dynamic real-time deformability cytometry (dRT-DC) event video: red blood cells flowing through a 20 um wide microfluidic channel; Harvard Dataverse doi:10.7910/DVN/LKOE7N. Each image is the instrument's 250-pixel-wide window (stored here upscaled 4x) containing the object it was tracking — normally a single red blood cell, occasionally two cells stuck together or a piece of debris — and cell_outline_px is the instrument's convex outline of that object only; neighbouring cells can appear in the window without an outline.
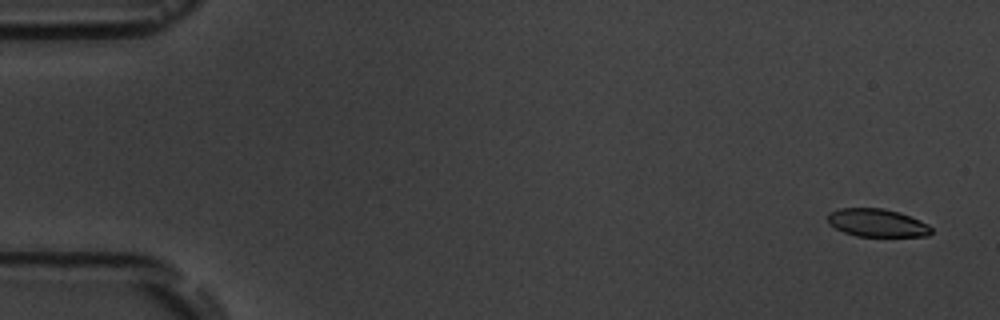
{"species": "common noctule bat (a hibernating species)", "species_latin": "Nyctalus noctula", "temperature_condition": "room temperature", "stored_images_in_passage": 5, "camera_frame_rate_fps": 3000, "um_per_image_px": 0.085, "animal": {"sex": "male", "body_mass_g": 19.5, "forearm_length_mm": 54.6}, "frame": {"image": 1, "passage_image": 1, "time_ms": 0.0, "image_size_px": [1000, 320], "cell_outline_px": [[932, 232], [928, 236], [856, 236], [844, 232], [828, 224], [828, 212], [840, 208], [884, 208], [900, 212], [920, 220], [928, 224], [932, 228]], "centroid_in_image_um": [74.56, 18.93], "position_along_channel_um": 10.4, "area_um2": 16.99}}
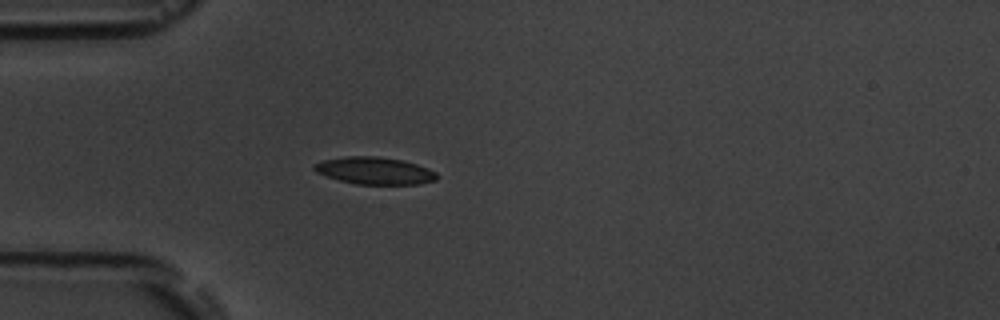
{"frame": {"image": 2, "passage_image": 5, "time_ms": 4.667, "image_size_px": [1000, 320], "cell_outline_px": [[440, 176], [436, 180], [420, 184], [356, 184], [340, 180], [316, 172], [312, 168], [312, 164], [324, 160], [344, 156], [376, 156], [400, 160], [416, 164], [428, 168], [436, 172]], "centroid_in_image_um": [31.85, 14.51], "position_along_channel_um": 53.1, "area_um2": 19.42}}